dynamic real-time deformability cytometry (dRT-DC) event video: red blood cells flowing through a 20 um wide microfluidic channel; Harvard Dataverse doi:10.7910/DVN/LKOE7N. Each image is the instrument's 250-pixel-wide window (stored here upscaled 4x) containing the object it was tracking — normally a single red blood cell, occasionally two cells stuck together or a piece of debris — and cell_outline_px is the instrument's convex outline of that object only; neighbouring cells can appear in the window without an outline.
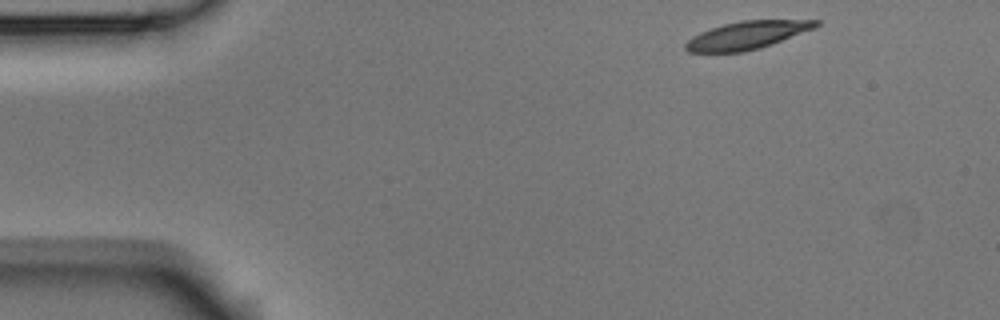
{"species": "Egyptian fruit bat (a non-hibernating species)", "species_latin": "Rousettus aegyptiacus", "temperature_condition": "room temperature", "stored_images_in_passage": 4, "camera_frame_rate_fps": 3000, "um_per_image_px": 0.085, "animal": {"sex": "male"}, "frame": {"image": 1, "passage_image": 1, "time_ms": 0.0, "image_size_px": [1000, 320], "cell_outline_px": [[820, 24], [812, 28], [760, 48], [744, 52], [688, 52], [684, 48], [684, 44], [692, 36], [700, 32], [724, 24], [740, 20], [820, 20]], "centroid_in_image_um": [63.42, 2.99], "position_along_channel_um": 21.6, "area_um2": 20.81}}